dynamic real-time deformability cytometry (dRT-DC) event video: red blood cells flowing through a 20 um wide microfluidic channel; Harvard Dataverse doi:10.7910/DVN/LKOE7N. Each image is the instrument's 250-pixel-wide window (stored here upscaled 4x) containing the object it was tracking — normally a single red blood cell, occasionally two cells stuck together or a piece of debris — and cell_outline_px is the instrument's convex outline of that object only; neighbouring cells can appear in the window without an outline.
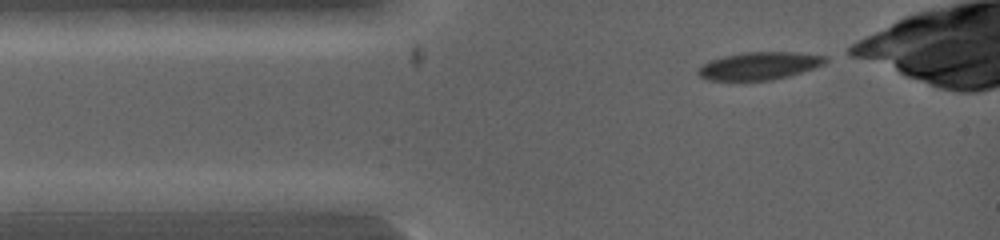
{"species": "common noctule bat (a hibernating species)", "species_latin": "Nyctalus noctula", "temperature_condition": "warm", "stored_images_in_passage": 7, "camera_frame_rate_fps": 5000, "um_per_image_px": 0.085, "animal": {"sex": "female", "body_mass_g": 19.0, "forearm_length_mm": 53.3}, "frame": {"image": 1, "passage_image": 1, "time_ms": 0.0, "image_size_px": [1000, 240], "cell_outline_px": [[828, 60], [824, 64], [788, 76], [772, 80], [708, 80], [700, 76], [696, 72], [704, 64], [712, 60], [724, 56], [744, 52], [796, 52], [828, 56]], "centroid_in_image_um": [64.57, 5.59], "position_along_channel_um": 20.4, "area_um2": 20.29}}
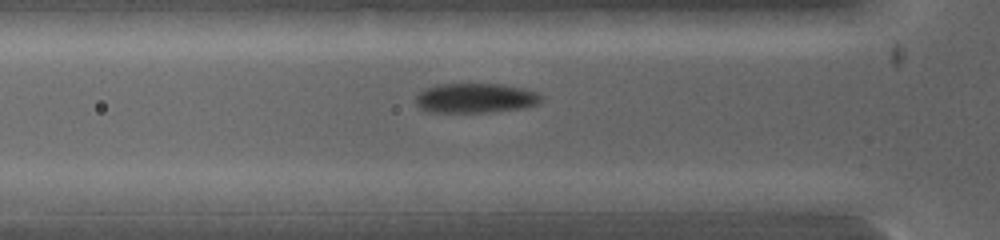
{"frame": {"image": 2, "passage_image": 6, "time_ms": 1.6, "image_size_px": [1000, 240], "cell_outline_px": [[544, 100], [540, 104], [524, 108], [488, 112], [428, 112], [420, 108], [416, 104], [416, 96], [424, 88], [436, 84], [504, 84], [524, 88], [536, 92], [544, 96]], "centroid_in_image_um": [40.46, 8.33], "position_along_channel_um": 85.3, "area_um2": 22.08}}